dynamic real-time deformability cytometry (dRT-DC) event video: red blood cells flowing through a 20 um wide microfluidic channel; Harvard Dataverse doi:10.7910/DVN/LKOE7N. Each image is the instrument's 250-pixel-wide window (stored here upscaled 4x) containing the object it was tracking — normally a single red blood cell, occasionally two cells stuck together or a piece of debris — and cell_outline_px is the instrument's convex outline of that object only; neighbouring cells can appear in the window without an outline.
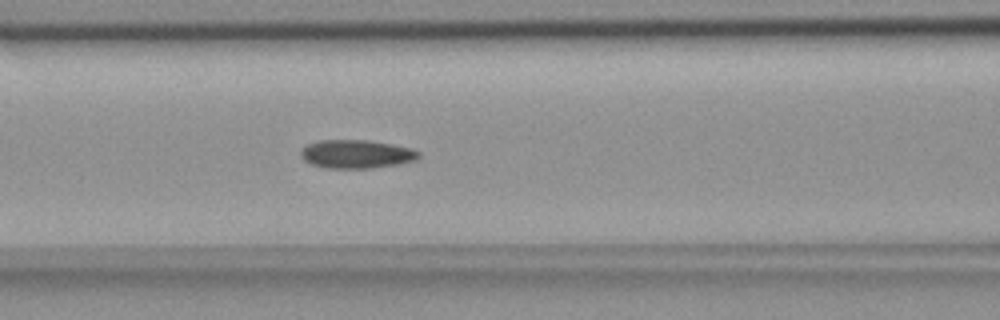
{"species": "common noctule bat (a hibernating species)", "species_latin": "Nyctalus noctula", "temperature_condition": "room temperature", "stored_images_in_passage": 46, "camera_frame_rate_fps": 3000, "um_per_image_px": 0.085, "animal": {"sex": "female", "body_mass_g": 18.4}, "frame": {"image": 1, "passage_image": 14, "time_ms": 4.333, "image_size_px": [1000, 320], "cell_outline_px": [[420, 156], [416, 160], [396, 164], [372, 168], [324, 168], [312, 164], [304, 160], [300, 156], [300, 152], [308, 144], [320, 140], [368, 140], [392, 144], [412, 148], [420, 152]], "centroid_in_image_um": [30.3, 13.09], "position_along_channel_um": 136.3, "area_um2": 19.54}}
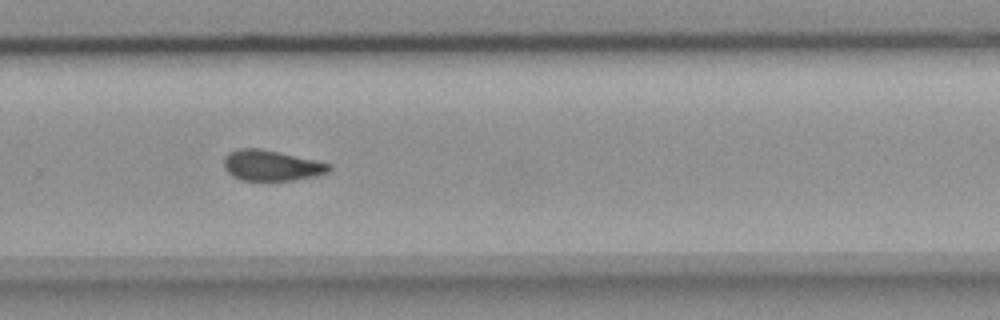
{"frame": {"image": 2, "passage_image": 28, "time_ms": 9.0, "image_size_px": [1000, 320], "cell_outline_px": [[332, 168], [328, 172], [312, 176], [292, 180], [240, 180], [232, 176], [224, 168], [224, 156], [228, 152], [236, 148], [260, 148], [316, 160], [332, 164]], "centroid_in_image_um": [23.03, 14.05], "position_along_channel_um": 306.8, "area_um2": 18.79}}
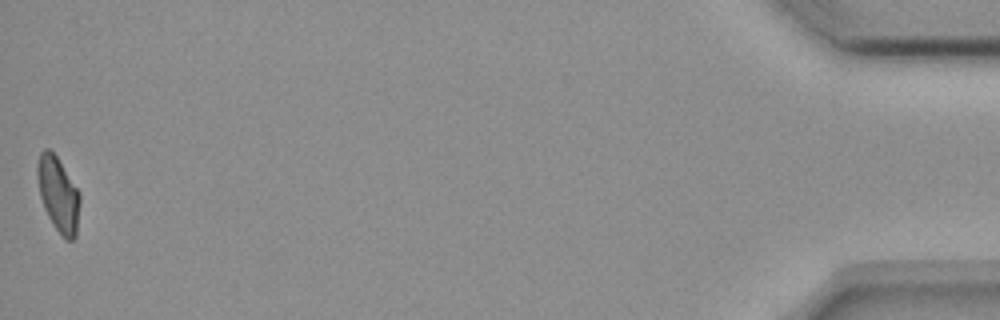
{"frame": {"image": 3, "passage_image": 46, "time_ms": 15.0, "image_size_px": [1000, 320], "cell_outline_px": [[80, 200], [76, 236], [72, 240], [64, 240], [48, 216], [44, 208], [40, 196], [36, 172], [36, 168], [40, 152], [44, 148], [48, 148], [56, 156], [80, 192]], "centroid_in_image_um": [4.95, 16.52], "position_along_channel_um": 430.3, "area_um2": 18.5}, "authors_computed_cell_mechanics": {"area_um2": 19.2185, "velocity_mm_per_s": 3.6647, "shape_relaxation_time_tau1_ms": null, "shape_relaxation_time_tau2_ms": 4.0875, "deformation_change_tau1": null, "deformation_change_tau2": 0.1075}}